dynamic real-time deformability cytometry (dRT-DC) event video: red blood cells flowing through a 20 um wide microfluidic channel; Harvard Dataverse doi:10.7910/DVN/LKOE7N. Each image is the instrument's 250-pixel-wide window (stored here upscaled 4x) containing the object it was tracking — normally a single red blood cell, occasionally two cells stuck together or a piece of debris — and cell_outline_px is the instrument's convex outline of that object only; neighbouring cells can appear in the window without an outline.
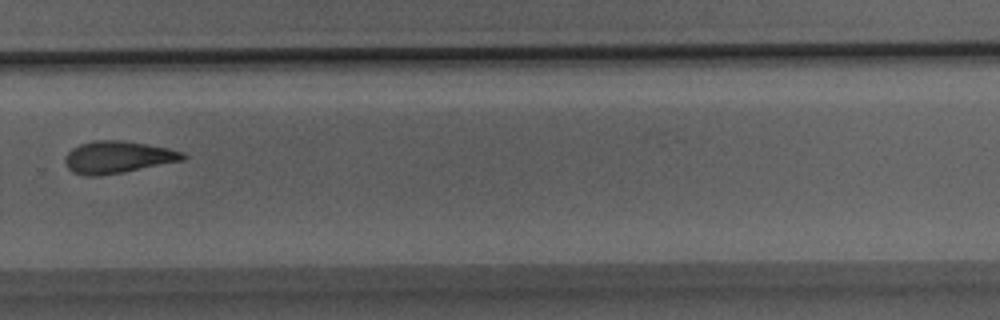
{"species": "Egyptian fruit bat (a non-hibernating species)", "species_latin": "Rousettus aegyptiacus", "temperature_condition": "room temperature", "stored_images_in_passage": 27, "camera_frame_rate_fps": 3000, "um_per_image_px": 0.085, "animal": {"sex": "male"}, "frame": {"image": 1, "passage_image": 23, "time_ms": 7.333, "image_size_px": [1000, 320], "cell_outline_px": [[188, 156], [184, 160], [124, 172], [96, 176], [84, 176], [72, 172], [64, 164], [64, 156], [72, 148], [80, 144], [92, 140], [124, 140], [168, 148], [184, 152]], "centroid_in_image_um": [9.98, 13.36], "position_along_channel_um": 319.8, "area_um2": 22.31}}